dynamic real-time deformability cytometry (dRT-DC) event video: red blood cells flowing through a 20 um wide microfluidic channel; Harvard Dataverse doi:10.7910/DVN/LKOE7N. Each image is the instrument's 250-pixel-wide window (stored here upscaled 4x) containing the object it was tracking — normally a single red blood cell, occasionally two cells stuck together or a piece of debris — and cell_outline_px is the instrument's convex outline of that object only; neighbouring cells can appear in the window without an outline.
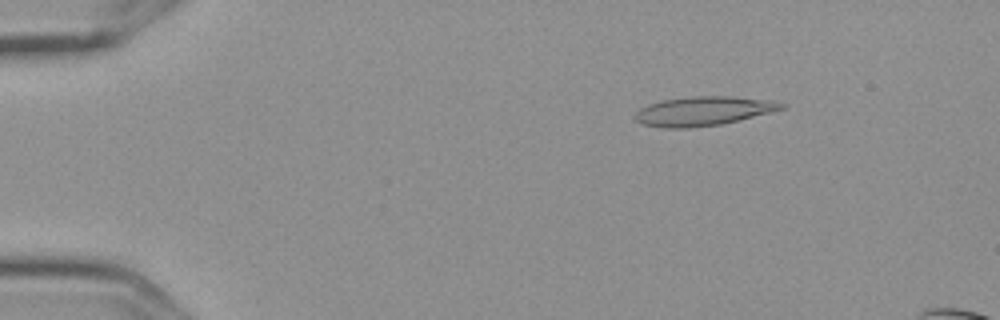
{"species": "Egyptian fruit bat (a non-hibernating species)", "species_latin": "Rousettus aegyptiacus", "temperature_condition": "cold", "stored_images_in_passage": 5, "camera_frame_rate_fps": 3000, "um_per_image_px": 0.085, "frame": {"image": 1, "passage_image": 3, "time_ms": 0.667, "image_size_px": [1000, 320], "cell_outline_px": [[784, 108], [720, 124], [688, 128], [664, 128], [644, 124], [636, 120], [632, 116], [640, 108], [648, 104], [660, 100], [692, 96], [732, 96], [772, 100], [784, 104]], "centroid_in_image_um": [59.7, 9.43], "position_along_channel_um": 25.3, "area_um2": 24.62}}